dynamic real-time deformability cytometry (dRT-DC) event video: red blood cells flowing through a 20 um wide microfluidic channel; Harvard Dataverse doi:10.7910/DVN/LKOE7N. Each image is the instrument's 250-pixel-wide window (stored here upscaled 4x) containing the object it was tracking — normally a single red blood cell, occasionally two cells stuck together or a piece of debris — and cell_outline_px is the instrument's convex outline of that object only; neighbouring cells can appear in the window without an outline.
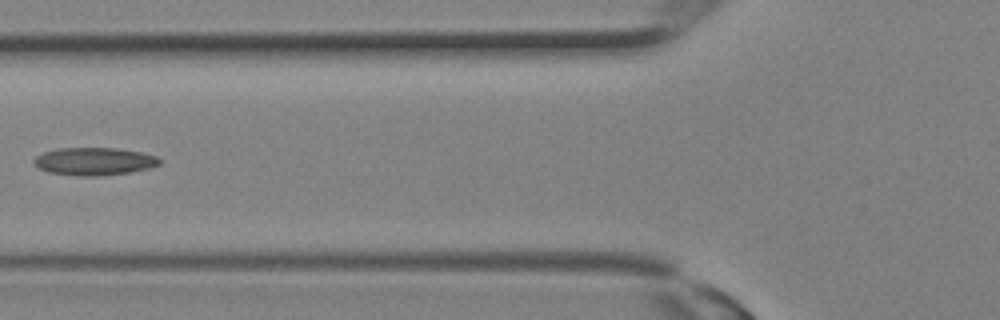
{"species": "Egyptian fruit bat (a non-hibernating species)", "species_latin": "Rousettus aegyptiacus", "temperature_condition": "room temperature", "stored_images_in_passage": 16, "camera_frame_rate_fps": 3000, "um_per_image_px": 0.085, "animal": {"sex": "female"}, "frame": {"image": 1, "passage_image": 10, "time_ms": 3.0, "image_size_px": [1000, 320], "cell_outline_px": [[160, 164], [152, 168], [128, 172], [96, 176], [80, 176], [48, 172], [40, 168], [32, 160], [36, 156], [44, 152], [56, 148], [116, 148], [140, 152], [156, 156], [160, 160]], "centroid_in_image_um": [8.01, 13.71], "position_along_channel_um": 117.8, "area_um2": 20.17}}